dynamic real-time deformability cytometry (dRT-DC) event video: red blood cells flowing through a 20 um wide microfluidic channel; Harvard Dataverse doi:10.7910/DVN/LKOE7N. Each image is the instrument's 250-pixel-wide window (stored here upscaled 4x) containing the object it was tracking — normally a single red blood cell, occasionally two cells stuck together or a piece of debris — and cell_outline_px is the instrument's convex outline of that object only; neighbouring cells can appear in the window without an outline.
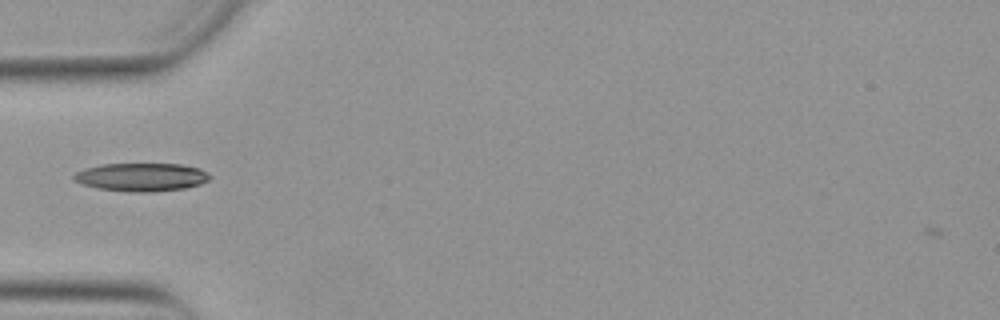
{"species": "Egyptian fruit bat (a non-hibernating species)", "species_latin": "Rousettus aegyptiacus", "temperature_condition": "warm", "stored_images_in_passage": 35, "camera_frame_rate_fps": 3000, "um_per_image_px": 0.085, "animal": {"sex": "female"}, "frame": {"image": 1, "passage_image": 3, "time_ms": 0.667, "image_size_px": [1000, 320], "cell_outline_px": [[212, 176], [208, 180], [200, 184], [184, 188], [152, 192], [128, 192], [96, 188], [72, 180], [72, 176], [76, 172], [84, 168], [100, 164], [180, 164], [200, 168], [208, 172]], "centroid_in_image_um": [12.01, 15.05], "position_along_channel_um": 73.0, "area_um2": 22.54}}
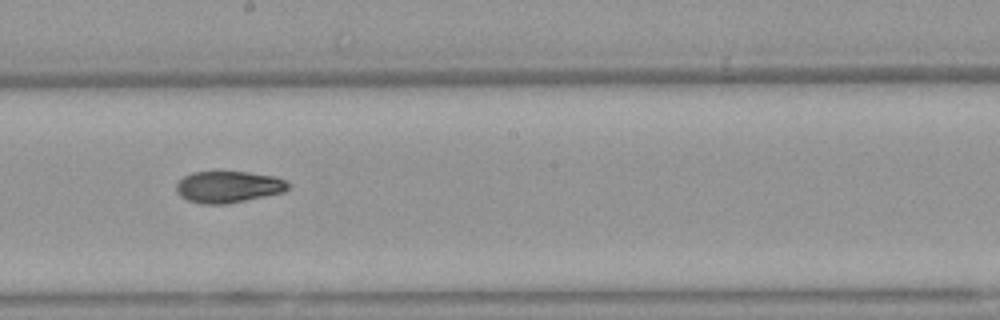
{"frame": {"image": 2, "passage_image": 15, "time_ms": 4.667, "image_size_px": [1000, 320], "cell_outline_px": [[288, 188], [284, 192], [224, 204], [200, 204], [188, 200], [180, 196], [176, 192], [176, 184], [184, 176], [192, 172], [248, 172], [276, 176], [284, 180], [288, 184]], "centroid_in_image_um": [19.38, 15.88], "position_along_channel_um": 228.8, "area_um2": 20.46}}
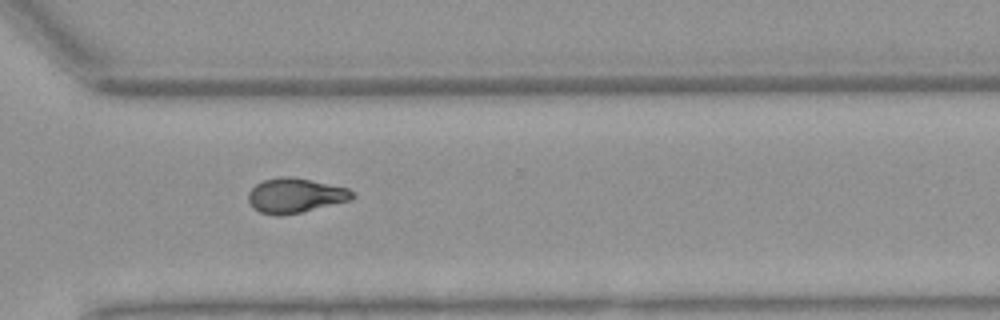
{"frame": {"image": 3, "passage_image": 24, "time_ms": 7.667, "image_size_px": [1000, 320], "cell_outline_px": [[356, 196], [352, 200], [284, 216], [276, 216], [260, 212], [248, 200], [248, 192], [256, 184], [264, 180], [280, 176], [288, 176], [348, 188]], "centroid_in_image_um": [25.1, 16.63], "position_along_channel_um": 345.5, "area_um2": 20.87}, "authors_computed_cell_mechanics": {"area_um2": 20.7502, "velocity_mm_per_s": 3.8819, "shape_relaxation_time_tau1_ms": 7.7098, "shape_relaxation_time_tau2_ms": null, "deformation_change_tau1": 0.2063, "deformation_change_tau2": null}}